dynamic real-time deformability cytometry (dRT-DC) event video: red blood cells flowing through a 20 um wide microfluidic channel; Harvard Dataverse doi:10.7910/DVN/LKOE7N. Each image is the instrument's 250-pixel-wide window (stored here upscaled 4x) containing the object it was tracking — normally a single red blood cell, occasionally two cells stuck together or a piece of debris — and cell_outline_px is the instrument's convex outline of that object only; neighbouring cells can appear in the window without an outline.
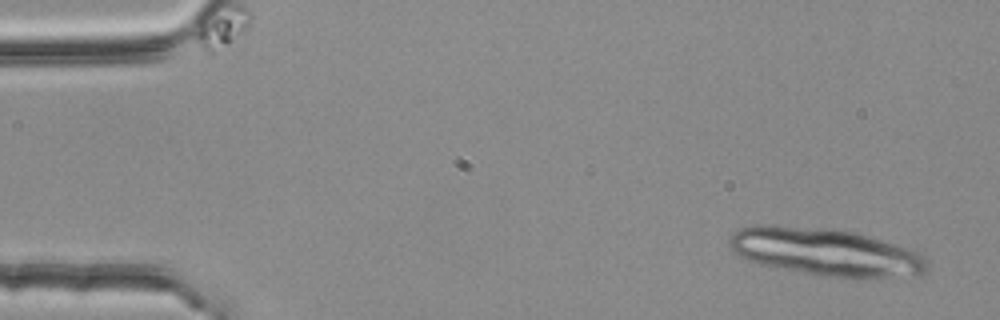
{"species": "common noctule bat (a hibernating species)", "species_latin": "Nyctalus noctula", "temperature_condition": "room temperature", "stored_images_in_passage": 5, "camera_frame_rate_fps": 3000, "um_per_image_px": 0.085, "animal": {"sex": "female", "body_mass_g": 25.1}, "frame": {"image": 1, "passage_image": 1, "time_ms": 0.0, "image_size_px": [1000, 320], "cell_outline_px": [[928, 264], [924, 272], [920, 276], [876, 280], [856, 280], [824, 276], [760, 264], [748, 260], [740, 256], [728, 244], [728, 240], [740, 228], [756, 224], [772, 224], [824, 228], [856, 232], [908, 248], [920, 252], [924, 256]], "centroid_in_image_um": [70.28, 21.45], "position_along_channel_um": 14.7, "area_um2": 55.83}}